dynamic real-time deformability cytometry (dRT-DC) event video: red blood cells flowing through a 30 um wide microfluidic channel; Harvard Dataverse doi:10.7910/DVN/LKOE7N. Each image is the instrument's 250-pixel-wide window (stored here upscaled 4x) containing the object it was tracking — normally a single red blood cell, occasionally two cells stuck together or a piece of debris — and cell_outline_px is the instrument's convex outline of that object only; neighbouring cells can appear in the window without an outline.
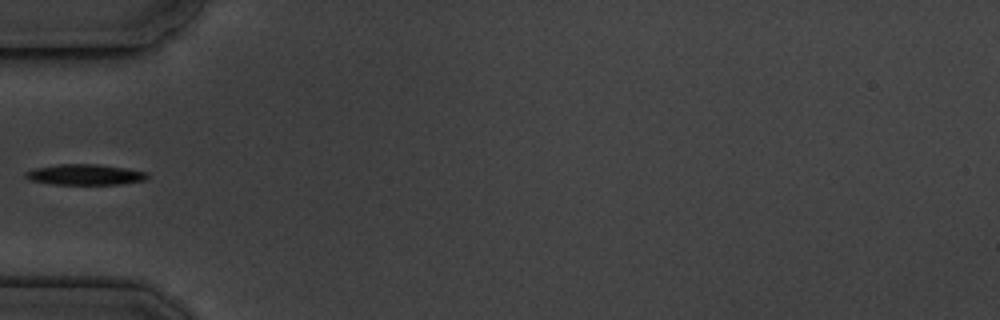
{"species": "common noctule bat (a hibernating species)", "species_latin": "Nyctalus noctula", "temperature_condition": "cold", "stored_images_in_passage": 6, "camera_frame_rate_fps": 3000, "um_per_image_px": 0.085, "animal": {"sex": "male", "body_mass_g": 19.5, "forearm_length_mm": 54.6}, "frame": {"image": 1, "passage_image": 6, "time_ms": 5.667, "image_size_px": [1000, 320], "cell_outline_px": [[148, 180], [120, 184], [52, 184], [32, 180], [24, 176], [24, 172], [36, 168], [56, 164], [100, 164], [148, 172]], "centroid_in_image_um": [7.26, 14.84], "position_along_channel_um": 77.7, "area_um2": 14.68}}